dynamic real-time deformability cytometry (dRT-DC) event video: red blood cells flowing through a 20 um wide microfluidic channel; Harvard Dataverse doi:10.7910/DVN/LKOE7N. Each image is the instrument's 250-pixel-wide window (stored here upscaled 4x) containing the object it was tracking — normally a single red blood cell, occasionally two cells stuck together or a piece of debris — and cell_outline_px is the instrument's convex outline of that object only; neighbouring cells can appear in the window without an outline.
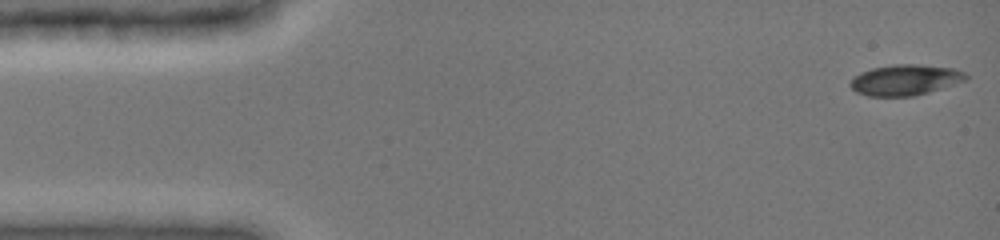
{"species": "common noctule bat (a hibernating species)", "species_latin": "Nyctalus noctula", "temperature_condition": "cold", "stored_images_in_passage": 51, "camera_frame_rate_fps": 3000, "um_per_image_px": 0.085, "animal": {"sex": "female", "body_mass_g": 19.0, "forearm_length_mm": 51.5}, "frame": {"image": 1, "passage_image": 1, "time_ms": 0.0, "image_size_px": [1000, 240], "cell_outline_px": [[968, 80], [928, 92], [912, 96], [868, 96], [856, 92], [848, 84], [852, 76], [860, 72], [872, 68], [896, 64], [920, 64], [952, 68], [964, 72], [968, 76]], "centroid_in_image_um": [76.91, 6.79], "position_along_channel_um": 8.1, "area_um2": 20.81}}
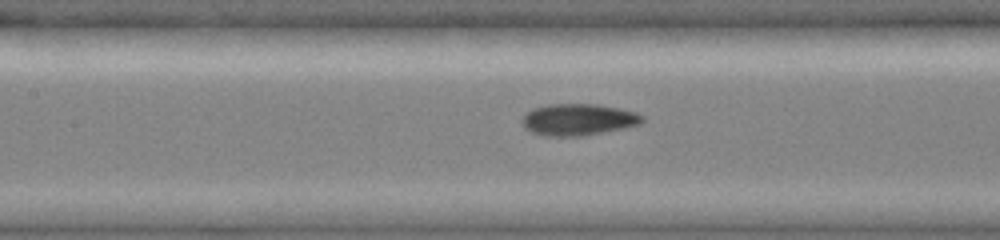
{"frame": {"image": 2, "passage_image": 23, "time_ms": 6.667, "image_size_px": [1000, 240], "cell_outline_px": [[644, 120], [640, 124], [624, 128], [580, 136], [544, 136], [532, 132], [524, 128], [524, 116], [532, 108], [548, 104], [596, 104], [636, 112], [644, 116]], "centroid_in_image_um": [49.16, 10.16], "position_along_channel_um": 158.2, "area_um2": 21.96}}
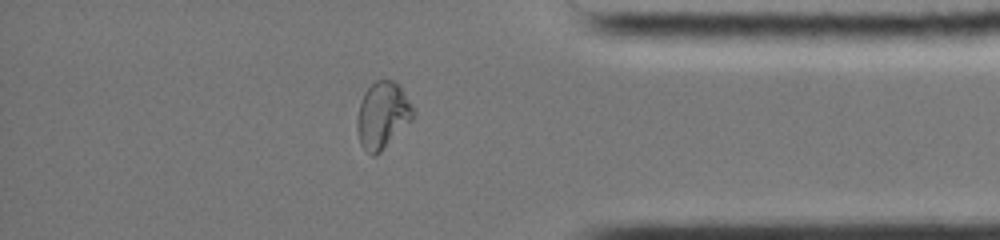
{"frame": {"image": 3, "passage_image": 44, "time_ms": 13.0, "image_size_px": [1000, 240], "cell_outline_px": [[416, 116], [376, 156], [372, 156], [360, 144], [356, 128], [356, 120], [360, 104], [364, 92], [376, 80], [396, 80], [416, 112]], "centroid_in_image_um": [32.52, 9.79], "position_along_channel_um": 402.7, "area_um2": 21.79}, "authors_computed_cell_mechanics": {"area_um2": 21.2126, "velocity_mm_per_s": 4.0061, "shape_relaxation_time_tau1_ms": null, "shape_relaxation_time_tau2_ms": 1.3693, "deformation_change_tau1": null, "deformation_change_tau2": 0.0426}}